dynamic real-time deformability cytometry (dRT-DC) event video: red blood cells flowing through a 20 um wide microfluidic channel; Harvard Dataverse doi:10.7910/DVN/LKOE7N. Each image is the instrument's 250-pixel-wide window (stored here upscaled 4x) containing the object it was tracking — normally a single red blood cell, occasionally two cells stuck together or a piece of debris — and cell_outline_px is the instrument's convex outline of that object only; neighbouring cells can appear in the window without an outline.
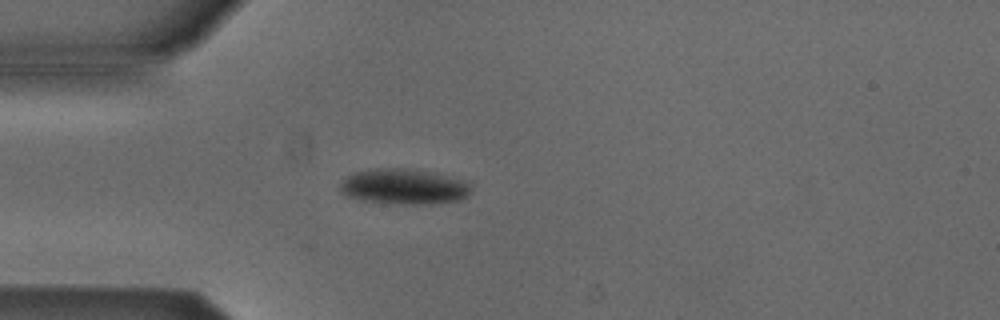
{"species": "Egyptian fruit bat (a non-hibernating species)", "species_latin": "Rousettus aegyptiacus", "temperature_condition": "cold", "stored_images_in_passage": 1, "camera_frame_rate_fps": 3000, "um_per_image_px": 0.085, "animal": {"sex": "male"}, "frame": {"image": 1, "passage_image": 1, "time_ms": 0.0, "image_size_px": [1000, 320], "cell_outline_px": [[468, 196], [460, 200], [432, 204], [400, 204], [360, 200], [348, 196], [340, 192], [340, 184], [348, 176], [356, 172], [376, 168], [404, 168], [432, 172], [468, 180]], "centroid_in_image_um": [34.35, 15.86], "position_along_channel_um": 50.7, "area_um2": 27.05}}